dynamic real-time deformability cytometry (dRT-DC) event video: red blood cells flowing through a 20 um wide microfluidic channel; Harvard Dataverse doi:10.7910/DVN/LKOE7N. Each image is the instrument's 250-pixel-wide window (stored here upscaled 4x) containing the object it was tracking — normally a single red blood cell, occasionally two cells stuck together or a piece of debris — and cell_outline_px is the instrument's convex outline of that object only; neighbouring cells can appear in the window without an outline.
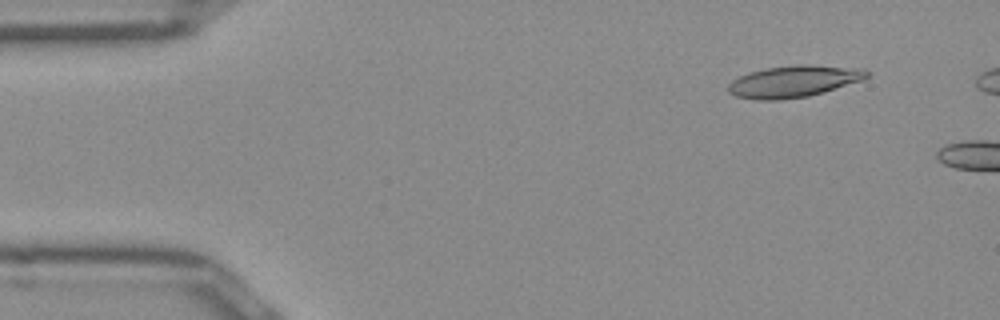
{"species": "Egyptian fruit bat (a non-hibernating species)", "species_latin": "Rousettus aegyptiacus", "temperature_condition": "room temperature", "stored_images_in_passage": 8, "camera_frame_rate_fps": 3000, "um_per_image_px": 0.085, "frame": {"image": 1, "passage_image": 5, "time_ms": 1.333, "image_size_px": [1000, 320], "cell_outline_px": [[868, 76], [864, 80], [808, 96], [780, 100], [756, 100], [736, 96], [728, 92], [728, 84], [732, 80], [748, 72], [764, 68], [800, 64], [808, 64], [864, 68], [868, 72]], "centroid_in_image_um": [67.46, 6.91], "position_along_channel_um": 17.5, "area_um2": 25.78}}